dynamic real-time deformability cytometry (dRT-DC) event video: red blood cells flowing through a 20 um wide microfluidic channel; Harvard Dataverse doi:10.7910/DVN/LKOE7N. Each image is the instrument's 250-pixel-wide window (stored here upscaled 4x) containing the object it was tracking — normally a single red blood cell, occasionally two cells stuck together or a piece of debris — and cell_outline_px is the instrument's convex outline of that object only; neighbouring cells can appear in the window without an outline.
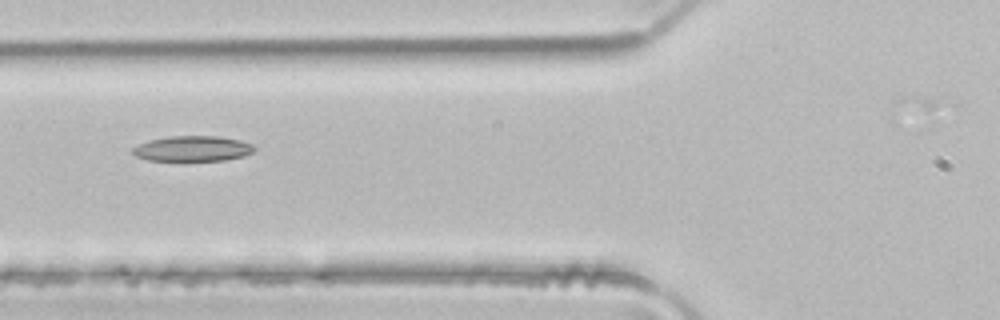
{"species": "common noctule bat (a hibernating species)", "species_latin": "Nyctalus noctula", "temperature_condition": "room temperature", "stored_images_in_passage": 5, "camera_frame_rate_fps": 3000, "um_per_image_px": 0.085, "animal": {"sex": "male", "body_mass_g": 21.5, "forearm_length_mm": 52.0}, "frame": {"image": 1, "passage_image": 4, "time_ms": 1.0, "image_size_px": [1000, 320], "cell_outline_px": [[256, 148], [252, 152], [244, 156], [224, 160], [148, 160], [136, 156], [132, 152], [132, 148], [148, 140], [172, 136], [216, 136], [240, 140], [252, 144]], "centroid_in_image_um": [16.38, 12.63], "position_along_channel_um": 109.4, "area_um2": 17.8}}
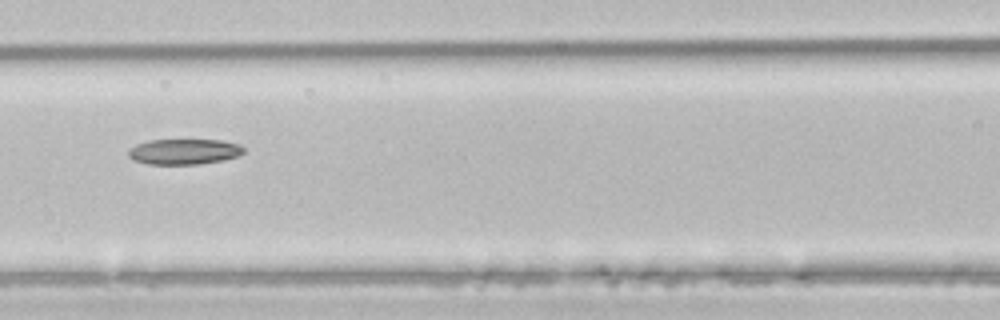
{"frame": {"image": 2, "passage_image": 5, "time_ms": 1.333, "image_size_px": [1000, 320], "cell_outline_px": [[244, 152], [240, 156], [224, 160], [200, 164], [148, 164], [132, 160], [128, 156], [128, 148], [136, 144], [148, 140], [220, 140], [240, 144], [244, 148]], "centroid_in_image_um": [15.64, 12.89], "position_along_channel_um": 151.0, "area_um2": 17.4}}